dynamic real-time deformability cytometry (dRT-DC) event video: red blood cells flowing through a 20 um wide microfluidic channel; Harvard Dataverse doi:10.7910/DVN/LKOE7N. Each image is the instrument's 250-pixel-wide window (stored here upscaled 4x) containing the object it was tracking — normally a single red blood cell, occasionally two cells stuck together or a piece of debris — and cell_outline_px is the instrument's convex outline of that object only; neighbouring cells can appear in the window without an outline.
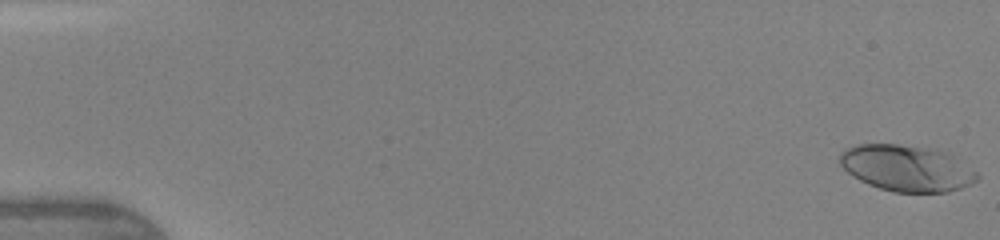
{"species": "human", "species_latin": "Homo sapiens", "temperature_condition": "warm", "stored_images_in_passage": 47, "camera_frame_rate_fps": 3000, "um_per_image_px": 0.085, "donor": {"sex": "female"}, "frame": {"image": 1, "passage_image": 1, "time_ms": 0.0, "image_size_px": [1000, 240], "cell_outline_px": [[980, 180], [972, 184], [948, 192], [892, 192], [868, 184], [852, 176], [840, 164], [840, 152], [844, 148], [856, 144], [896, 144], [944, 148], [952, 152], [976, 172], [980, 176]], "centroid_in_image_um": [77.13, 14.26], "position_along_channel_um": 7.9, "area_um2": 37.92}}
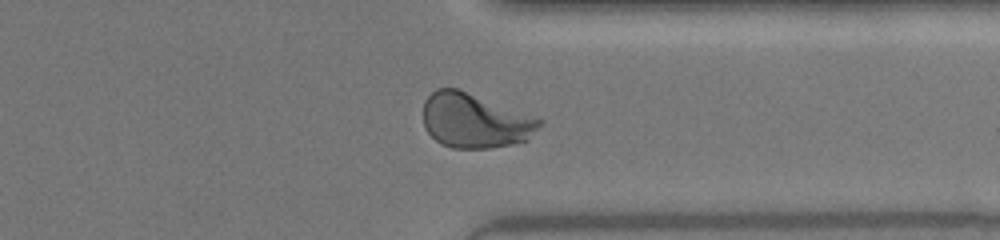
{"frame": {"image": 2, "passage_image": 37, "time_ms": 12.0, "image_size_px": [1000, 240], "cell_outline_px": [[544, 120], [528, 140], [512, 144], [492, 148], [452, 148], [440, 144], [424, 128], [424, 100], [436, 88], [456, 88], [540, 116]], "centroid_in_image_um": [40.41, 10.25], "position_along_channel_um": 371.0, "area_um2": 37.51}}
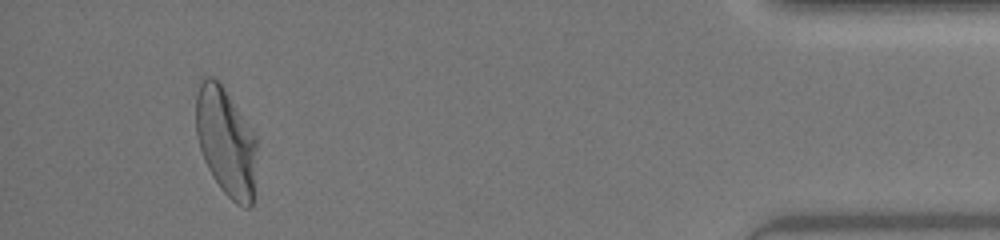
{"frame": {"image": 3, "passage_image": 44, "time_ms": 14.333, "image_size_px": [1000, 240], "cell_outline_px": [[256, 148], [252, 204], [248, 208], [244, 208], [236, 204], [220, 188], [212, 176], [204, 160], [200, 148], [196, 132], [196, 96], [200, 80], [204, 76], [212, 76], [220, 80], [256, 136]], "centroid_in_image_um": [19.19, 12.0], "position_along_channel_um": 416.0, "area_um2": 38.55}, "authors_computed_cell_mechanics": {"area_um2": 35.4892, "velocity_mm_per_s": 4.3673, "shape_relaxation_time_tau1_ms": 3.4025, "shape_relaxation_time_tau2_ms": 0.594, "deformation_change_tau1": 0.186, "deformation_change_tau2": 0.0624}}